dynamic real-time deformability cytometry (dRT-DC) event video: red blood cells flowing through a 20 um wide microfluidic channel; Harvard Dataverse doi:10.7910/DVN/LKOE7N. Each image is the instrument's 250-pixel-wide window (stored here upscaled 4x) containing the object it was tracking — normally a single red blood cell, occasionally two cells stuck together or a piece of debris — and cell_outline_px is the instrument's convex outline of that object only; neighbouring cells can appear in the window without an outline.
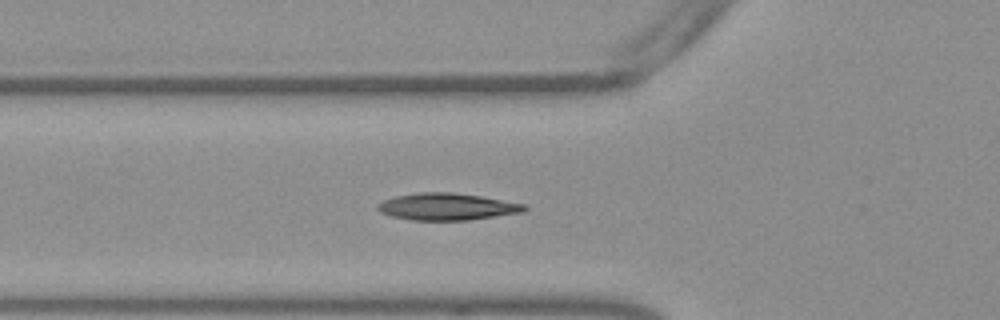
{"species": "Egyptian fruit bat (a non-hibernating species)", "species_latin": "Rousettus aegyptiacus", "temperature_condition": "warm", "stored_images_in_passage": 53, "camera_frame_rate_fps": 3000, "um_per_image_px": 0.085, "frame": {"image": 1, "passage_image": 19, "time_ms": 6.0, "image_size_px": [1000, 320], "cell_outline_px": [[528, 208], [524, 212], [468, 220], [412, 220], [392, 216], [380, 212], [376, 208], [376, 204], [384, 200], [396, 196], [420, 192], [452, 192], [480, 196], [524, 204]], "centroid_in_image_um": [37.98, 17.57], "position_along_channel_um": 87.8, "area_um2": 22.95}}
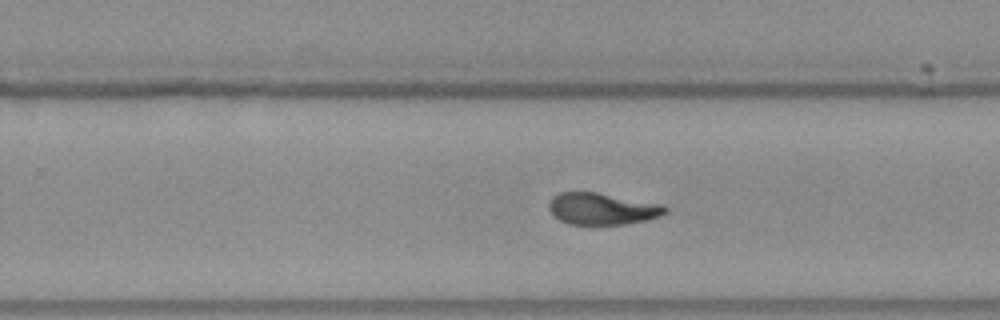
{"frame": {"image": 2, "passage_image": 34, "time_ms": 11.0, "image_size_px": [1000, 320], "cell_outline_px": [[668, 212], [660, 216], [648, 220], [628, 224], [568, 224], [560, 220], [548, 208], [548, 200], [552, 196], [560, 192], [596, 192], [664, 204], [668, 208]], "centroid_in_image_um": [51.22, 17.74], "position_along_channel_um": 278.6, "area_um2": 21.73}}
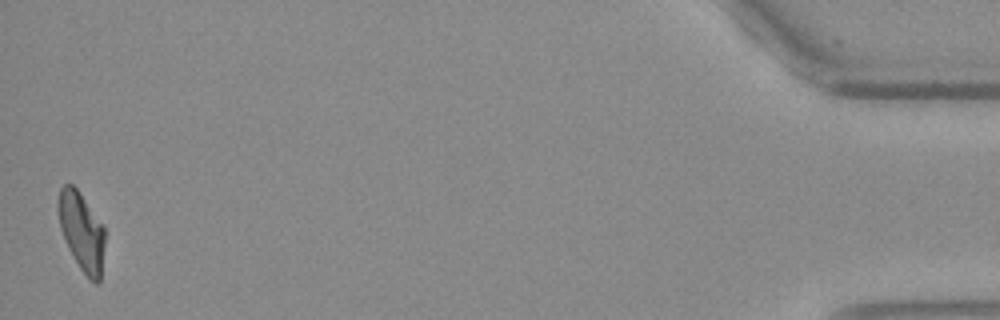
{"frame": {"image": 3, "passage_image": 53, "time_ms": 17.333, "image_size_px": [1000, 320], "cell_outline_px": [[104, 244], [100, 280], [96, 284], [88, 280], [80, 268], [68, 248], [60, 228], [56, 208], [56, 204], [60, 188], [64, 184], [72, 184], [76, 188], [104, 224]], "centroid_in_image_um": [6.92, 19.66], "position_along_channel_um": 428.3, "area_um2": 21.56}, "authors_computed_cell_mechanics": {"area_um2": 21.9062, "velocity_mm_per_s": 3.8041, "shape_relaxation_time_tau1_ms": 9.5598, "shape_relaxation_time_tau2_ms": 1.8118, "deformation_change_tau1": 0.2666, "deformation_change_tau2": 0.0713}}